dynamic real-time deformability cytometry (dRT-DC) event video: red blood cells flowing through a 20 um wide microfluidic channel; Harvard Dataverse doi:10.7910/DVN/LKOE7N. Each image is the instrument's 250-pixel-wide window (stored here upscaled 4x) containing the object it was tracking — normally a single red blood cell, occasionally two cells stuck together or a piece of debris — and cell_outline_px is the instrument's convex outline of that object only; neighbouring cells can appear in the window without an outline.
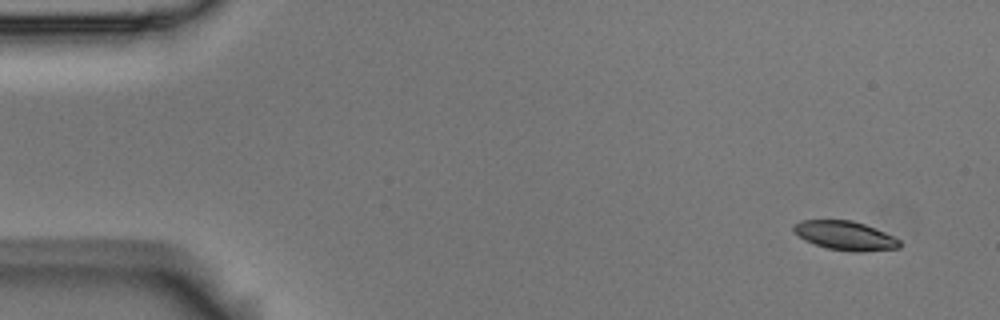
{"species": "Egyptian fruit bat (a non-hibernating species)", "species_latin": "Rousettus aegyptiacus", "temperature_condition": "room temperature", "stored_images_in_passage": 6, "camera_frame_rate_fps": 3000, "um_per_image_px": 0.085, "animal": {"sex": "male"}, "frame": {"image": 1, "passage_image": 1, "time_ms": 0.0, "image_size_px": [1000, 320], "cell_outline_px": [[900, 248], [860, 252], [852, 252], [828, 248], [804, 240], [792, 232], [792, 224], [800, 220], [852, 220], [864, 224], [884, 232], [900, 240]], "centroid_in_image_um": [71.79, 20.02], "position_along_channel_um": 13.2, "area_um2": 17.98}}
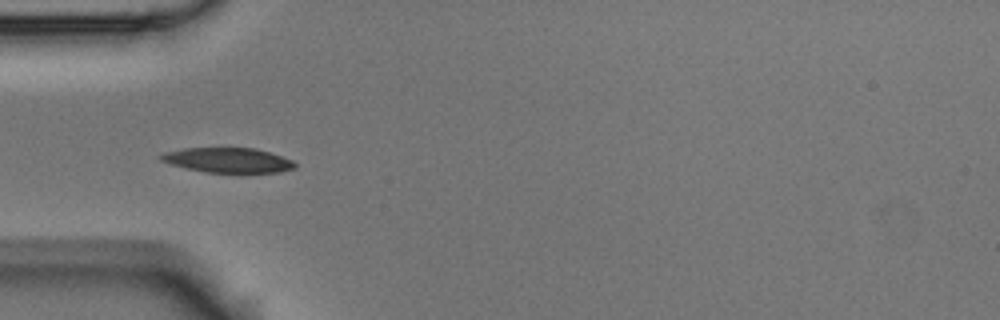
{"frame": {"image": 2, "passage_image": 5, "time_ms": 1.333, "image_size_px": [1000, 320], "cell_outline_px": [[296, 168], [280, 172], [204, 172], [184, 168], [160, 160], [156, 156], [160, 152], [184, 148], [252, 148], [268, 152], [292, 160], [296, 164]], "centroid_in_image_um": [19.29, 13.61], "position_along_channel_um": 65.7, "area_um2": 19.42}}
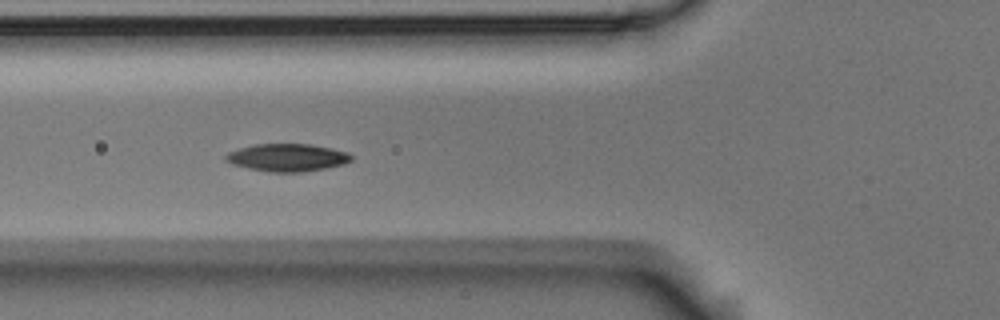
{"frame": {"image": 3, "passage_image": 6, "time_ms": 1.667, "image_size_px": [1000, 320], "cell_outline_px": [[352, 160], [344, 164], [324, 168], [300, 172], [268, 172], [248, 168], [232, 164], [224, 160], [224, 156], [228, 152], [252, 144], [312, 144], [332, 148], [348, 152], [352, 156]], "centroid_in_image_um": [24.4, 13.38], "position_along_channel_um": 101.4, "area_um2": 20.29}}